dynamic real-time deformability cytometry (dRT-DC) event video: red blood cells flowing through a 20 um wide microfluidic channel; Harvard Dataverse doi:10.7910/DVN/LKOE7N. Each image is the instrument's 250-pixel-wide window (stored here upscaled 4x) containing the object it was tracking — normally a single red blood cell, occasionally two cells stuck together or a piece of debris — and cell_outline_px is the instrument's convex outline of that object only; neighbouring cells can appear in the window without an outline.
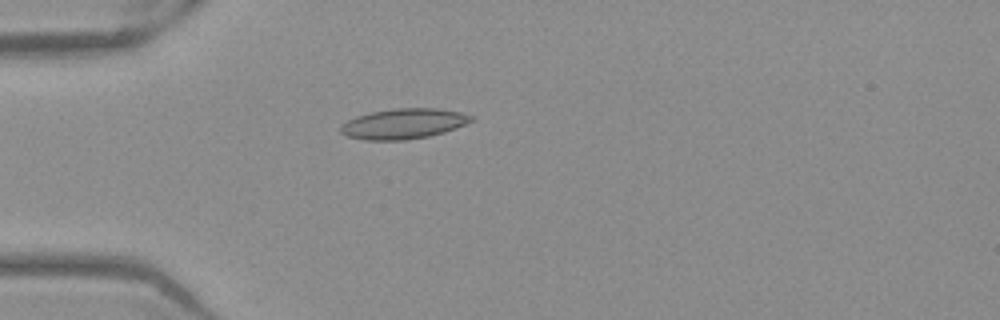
{"species": "Egyptian fruit bat (a non-hibernating species)", "species_latin": "Rousettus aegyptiacus", "temperature_condition": "warm", "stored_images_in_passage": 52, "camera_frame_rate_fps": 3000, "um_per_image_px": 0.085, "frame": {"image": 1, "passage_image": 15, "time_ms": 4.667, "image_size_px": [1000, 320], "cell_outline_px": [[476, 120], [456, 128], [444, 132], [428, 136], [404, 140], [364, 140], [348, 136], [340, 132], [340, 128], [348, 120], [356, 116], [372, 112], [392, 108], [436, 108], [460, 112], [472, 116]], "centroid_in_image_um": [34.33, 10.51], "position_along_channel_um": 50.7, "area_um2": 23.0}}
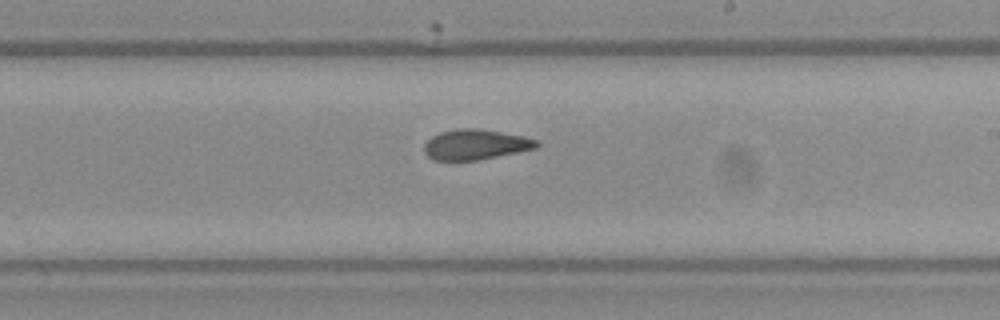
{"frame": {"image": 2, "passage_image": 31, "time_ms": 10.0, "image_size_px": [1000, 320], "cell_outline_px": [[540, 144], [536, 148], [476, 160], [432, 160], [424, 152], [424, 144], [432, 136], [440, 132], [456, 128], [476, 128], [524, 136], [536, 140]], "centroid_in_image_um": [40.38, 12.28], "position_along_channel_um": 248.6, "area_um2": 19.65}}
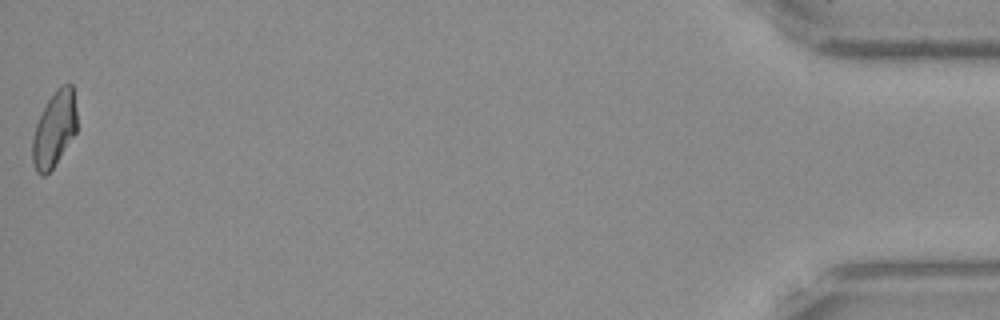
{"frame": {"image": 3, "passage_image": 52, "time_ms": 17.0, "image_size_px": [1000, 320], "cell_outline_px": [[76, 132], [52, 168], [44, 176], [40, 176], [36, 172], [32, 160], [32, 140], [36, 124], [48, 100], [56, 88], [60, 84], [72, 84], [76, 108]], "centroid_in_image_um": [4.61, 10.97], "position_along_channel_um": 430.6, "area_um2": 19.36}, "authors_computed_cell_mechanics": {"area_um2": 20.7791, "velocity_mm_per_s": 3.9433, "shape_relaxation_time_tau1_ms": null, "shape_relaxation_time_tau2_ms": 2.5823, "deformation_change_tau1": null, "deformation_change_tau2": 0.089}}